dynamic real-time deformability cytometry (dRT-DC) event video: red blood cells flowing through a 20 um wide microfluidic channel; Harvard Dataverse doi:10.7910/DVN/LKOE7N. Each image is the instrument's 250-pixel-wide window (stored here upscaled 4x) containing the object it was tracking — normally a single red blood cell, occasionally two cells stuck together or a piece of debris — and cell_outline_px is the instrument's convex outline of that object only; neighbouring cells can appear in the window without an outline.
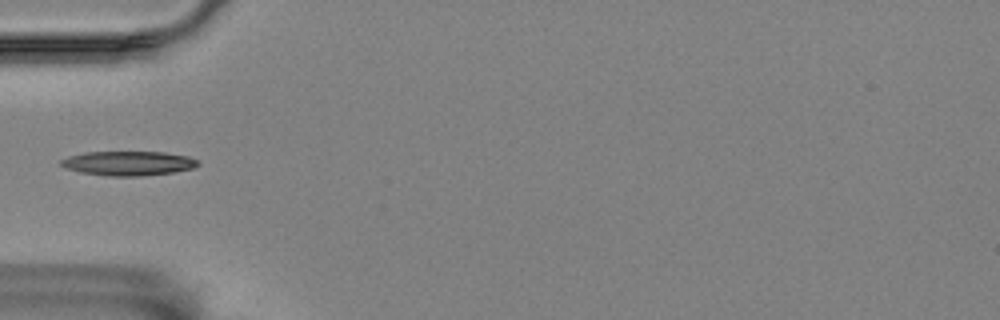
{"species": "Egyptian fruit bat (a non-hibernating species)", "species_latin": "Rousettus aegyptiacus", "temperature_condition": "room temperature", "stored_images_in_passage": 3, "camera_frame_rate_fps": 3000, "um_per_image_px": 0.085, "animal": {"sex": "female"}, "frame": {"image": 1, "passage_image": 3, "time_ms": 2.333, "image_size_px": [1000, 320], "cell_outline_px": [[200, 164], [192, 168], [172, 172], [140, 176], [108, 176], [80, 172], [68, 168], [60, 164], [60, 160], [68, 156], [84, 152], [164, 152], [188, 156], [196, 160]], "centroid_in_image_um": [10.89, 13.87], "position_along_channel_um": 74.1, "area_um2": 19.31}}